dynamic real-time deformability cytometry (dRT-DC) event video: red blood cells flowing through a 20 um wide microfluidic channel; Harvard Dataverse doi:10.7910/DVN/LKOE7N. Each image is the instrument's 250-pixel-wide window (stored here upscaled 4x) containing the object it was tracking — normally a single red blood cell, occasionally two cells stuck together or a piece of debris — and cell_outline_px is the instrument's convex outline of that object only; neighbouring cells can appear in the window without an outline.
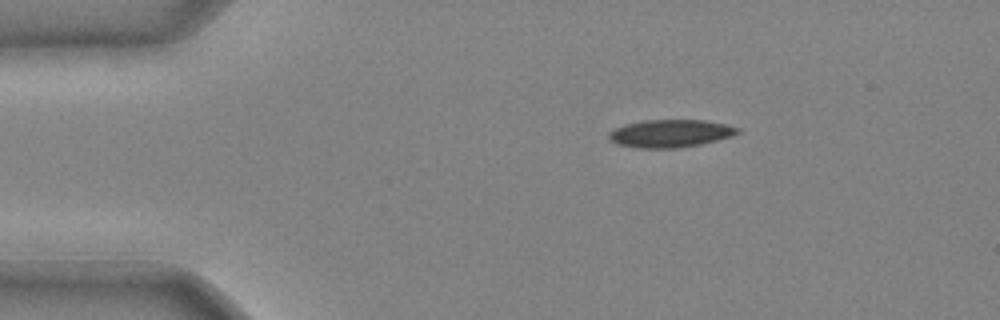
{"species": "common noctule bat (a hibernating species)", "species_latin": "Nyctalus noctula", "temperature_condition": "cold", "stored_images_in_passage": 34, "camera_frame_rate_fps": 3000, "um_per_image_px": 0.085, "animal": {"sex": "male", "body_mass_g": 20.4}, "frame": {"image": 1, "passage_image": 1, "time_ms": 0.0, "image_size_px": [1000, 320], "cell_outline_px": [[740, 132], [732, 136], [700, 144], [676, 148], [640, 148], [616, 144], [608, 140], [608, 132], [612, 128], [624, 124], [644, 120], [704, 120], [724, 124], [740, 128]], "centroid_in_image_um": [56.91, 11.34], "position_along_channel_um": 28.1, "area_um2": 20.92}}
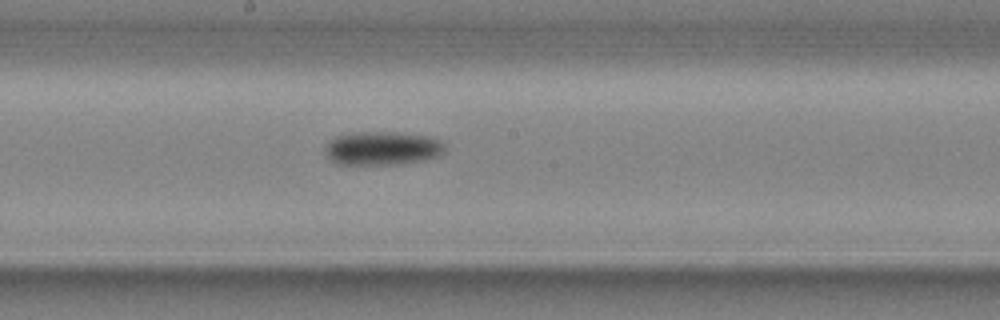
{"frame": {"image": 2, "passage_image": 17, "time_ms": 5.333, "image_size_px": [1000, 320], "cell_outline_px": [[444, 152], [440, 156], [424, 160], [400, 164], [336, 164], [328, 156], [324, 148], [328, 140], [336, 136], [360, 132], [396, 132], [428, 136], [440, 140], [444, 144]], "centroid_in_image_um": [32.51, 12.6], "position_along_channel_um": 215.7, "area_um2": 23.52}}
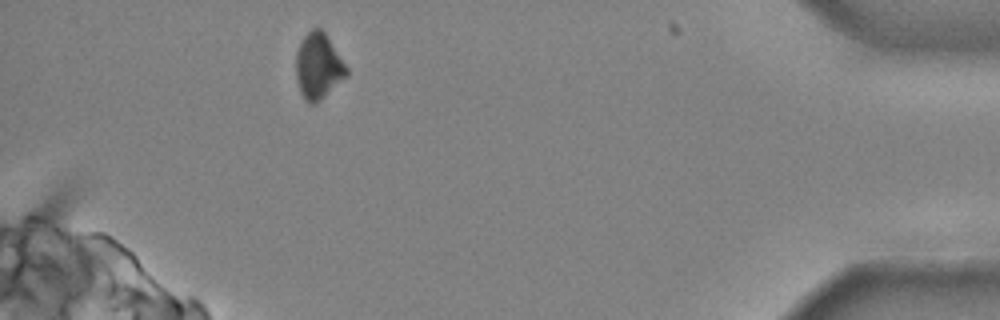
{"frame": {"image": 3, "passage_image": 33, "time_ms": 10.667, "image_size_px": [1000, 320], "cell_outline_px": [[348, 76], [316, 104], [308, 104], [304, 100], [300, 92], [296, 76], [296, 52], [304, 36], [312, 28], [320, 28], [328, 36], [348, 68]], "centroid_in_image_um": [27.07, 5.65], "position_along_channel_um": 408.1, "area_um2": 19.59}}